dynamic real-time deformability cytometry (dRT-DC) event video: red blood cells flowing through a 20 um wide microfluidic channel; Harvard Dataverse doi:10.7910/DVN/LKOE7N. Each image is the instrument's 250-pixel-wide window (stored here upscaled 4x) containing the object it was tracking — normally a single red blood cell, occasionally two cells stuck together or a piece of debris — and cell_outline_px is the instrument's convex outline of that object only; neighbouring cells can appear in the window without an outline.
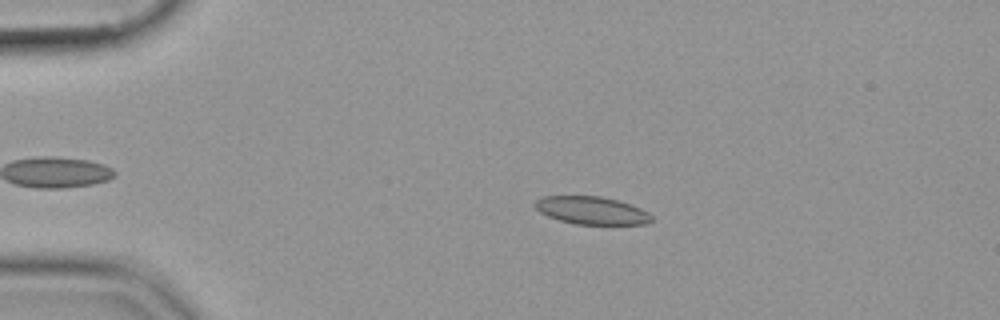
{"species": "common noctule bat (a hibernating species)", "species_latin": "Nyctalus noctula", "temperature_condition": "cold", "stored_images_in_passage": 46, "camera_frame_rate_fps": 3000, "um_per_image_px": 0.085, "animal": {"sex": "female", "body_mass_g": 19.9}, "frame": {"image": 1, "passage_image": 10, "time_ms": 3.0, "image_size_px": [1000, 320], "cell_outline_px": [[652, 220], [644, 224], [576, 224], [560, 220], [548, 216], [540, 212], [532, 204], [540, 196], [600, 196], [616, 200], [640, 208], [648, 212], [652, 216]], "centroid_in_image_um": [50.24, 17.88], "position_along_channel_um": 34.8, "area_um2": 18.73}}
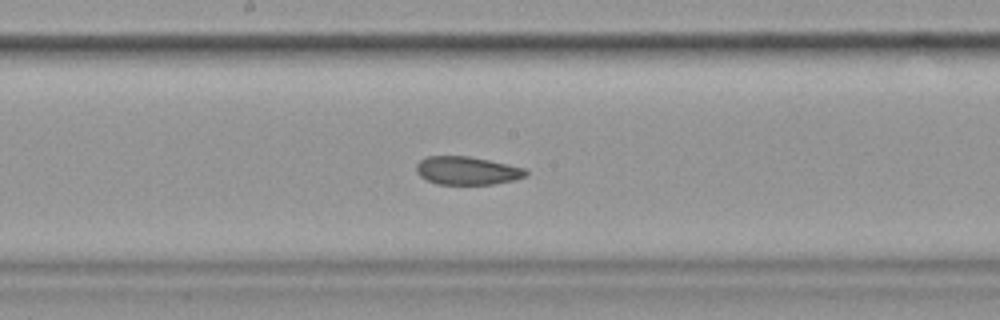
{"frame": {"image": 2, "passage_image": 28, "time_ms": 9.0, "image_size_px": [1000, 320], "cell_outline_px": [[528, 172], [524, 176], [516, 180], [492, 184], [436, 184], [420, 176], [416, 172], [416, 164], [420, 160], [428, 156], [468, 156], [508, 164], [524, 168]], "centroid_in_image_um": [39.68, 14.5], "position_along_channel_um": 208.5, "area_um2": 17.92}}
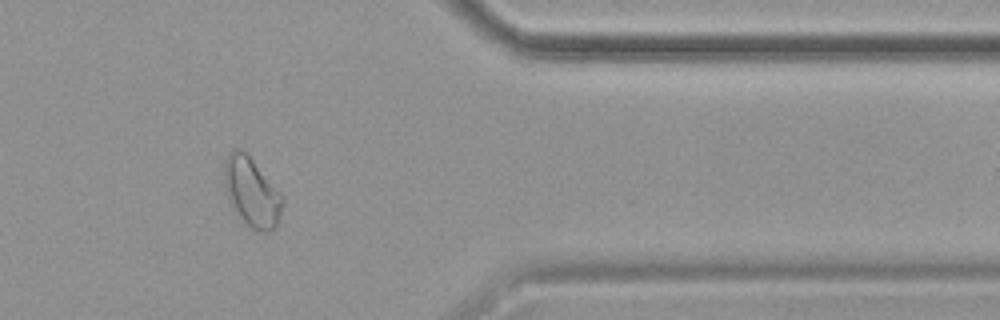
{"frame": {"image": 3, "passage_image": 44, "time_ms": 14.333, "image_size_px": [1000, 320], "cell_outline_px": [[284, 204], [276, 228], [264, 232], [252, 228], [232, 208], [228, 200], [224, 180], [224, 160], [228, 152], [232, 148], [240, 148], [252, 160], [284, 196]], "centroid_in_image_um": [21.39, 16.32], "position_along_channel_um": 390.0, "area_um2": 23.35}}